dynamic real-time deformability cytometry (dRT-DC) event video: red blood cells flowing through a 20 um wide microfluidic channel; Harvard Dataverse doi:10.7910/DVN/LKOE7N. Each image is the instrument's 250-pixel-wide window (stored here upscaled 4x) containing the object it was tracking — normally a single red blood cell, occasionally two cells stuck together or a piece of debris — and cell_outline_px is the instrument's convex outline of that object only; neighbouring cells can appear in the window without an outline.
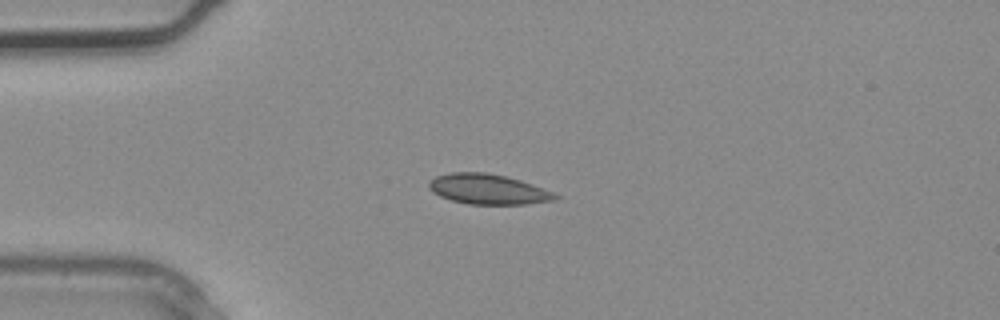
{"species": "common noctule bat (a hibernating species)", "species_latin": "Nyctalus noctula", "temperature_condition": "warm", "stored_images_in_passage": 1, "camera_frame_rate_fps": 3000, "um_per_image_px": 0.085, "animal": {"sex": "male", "body_mass_g": 20.4}, "frame": {"image": 1, "passage_image": 1, "time_ms": 0.0, "image_size_px": [1000, 320], "cell_outline_px": [[564, 196], [556, 200], [528, 204], [468, 204], [452, 200], [440, 196], [432, 192], [428, 188], [428, 184], [436, 176], [448, 172], [484, 172], [504, 176], [520, 180]], "centroid_in_image_um": [41.51, 16.09], "position_along_channel_um": 43.5, "area_um2": 22.25}}